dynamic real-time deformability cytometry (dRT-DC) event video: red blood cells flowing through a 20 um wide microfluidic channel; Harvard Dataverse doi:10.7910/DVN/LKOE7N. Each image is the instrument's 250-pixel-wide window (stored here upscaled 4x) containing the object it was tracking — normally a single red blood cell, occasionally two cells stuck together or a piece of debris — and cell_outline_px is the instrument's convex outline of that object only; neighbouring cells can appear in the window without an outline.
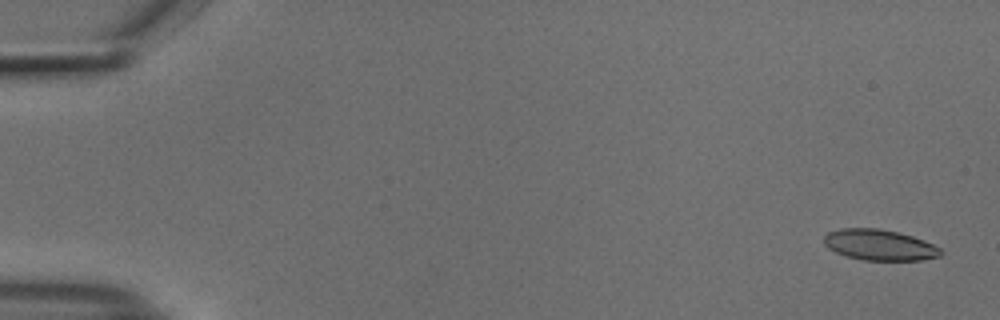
{"species": "common noctule bat (a hibernating species)", "species_latin": "Nyctalus noctula", "temperature_condition": "cold", "stored_images_in_passage": 53, "camera_frame_rate_fps": 3000, "um_per_image_px": 0.085, "animal": {"sex": "male", "body_mass_g": 18.8}, "frame": {"image": 1, "passage_image": 1, "time_ms": 0.0, "image_size_px": [1000, 320], "cell_outline_px": [[944, 252], [940, 256], [920, 260], [864, 260], [848, 256], [836, 252], [828, 248], [824, 244], [824, 236], [828, 232], [840, 228], [880, 228], [900, 232], [924, 240], [940, 248]], "centroid_in_image_um": [74.76, 20.81], "position_along_channel_um": 10.2, "area_um2": 21.04}}
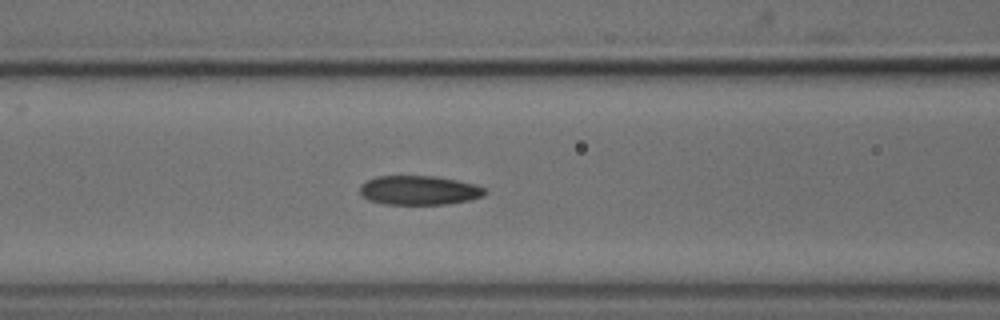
{"frame": {"image": 2, "passage_image": 22, "time_ms": 7.0, "image_size_px": [1000, 320], "cell_outline_px": [[488, 192], [484, 196], [468, 200], [448, 204], [384, 204], [368, 200], [360, 196], [360, 184], [376, 176], [436, 176], [476, 184], [484, 188]], "centroid_in_image_um": [35.61, 16.17], "position_along_channel_um": 131.0, "area_um2": 21.44}}
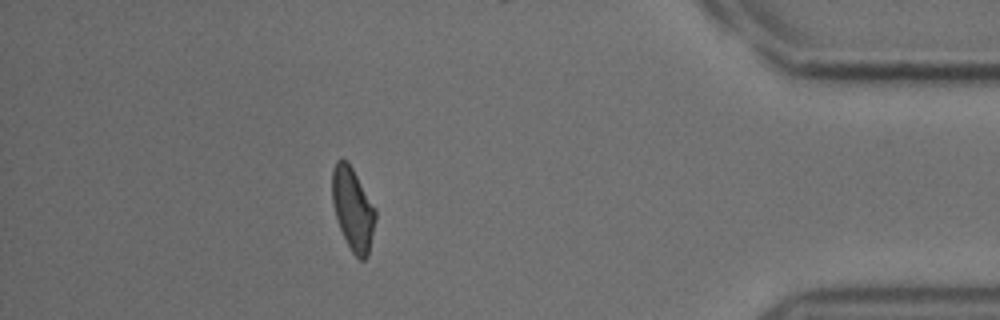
{"frame": {"image": 3, "passage_image": 47, "time_ms": 15.333, "image_size_px": [1000, 320], "cell_outline_px": [[376, 220], [368, 256], [364, 260], [360, 260], [352, 252], [340, 228], [332, 204], [332, 168], [336, 160], [344, 160], [352, 168], [376, 208]], "centroid_in_image_um": [30.0, 17.78], "position_along_channel_um": 405.2, "area_um2": 20.75}, "authors_computed_cell_mechanics": {"area_um2": 21.5594, "velocity_mm_per_s": 3.7803, "shape_relaxation_time_tau1_ms": 7.0236, "shape_relaxation_time_tau2_ms": 2.9005, "deformation_change_tau1": 0.154, "deformation_change_tau2": 0.0966}}